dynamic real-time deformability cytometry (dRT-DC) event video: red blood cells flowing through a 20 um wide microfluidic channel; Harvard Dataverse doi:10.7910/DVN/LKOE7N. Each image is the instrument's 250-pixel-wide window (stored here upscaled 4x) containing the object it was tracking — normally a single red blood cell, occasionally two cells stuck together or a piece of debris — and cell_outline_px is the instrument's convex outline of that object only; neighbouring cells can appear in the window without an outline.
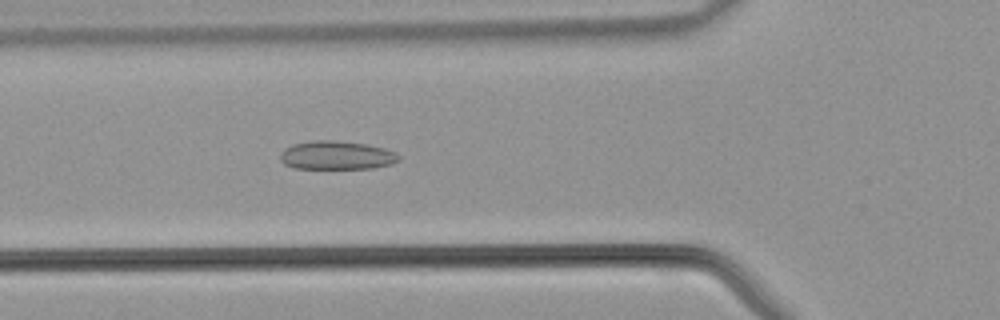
{"species": "common noctule bat (a hibernating species)", "species_latin": "Nyctalus noctula", "temperature_condition": "warm", "stored_images_in_passage": 31, "camera_frame_rate_fps": 3000, "um_per_image_px": 0.085, "animal": {"sex": "male", "body_mass_g": 21.5, "forearm_length_mm": 52.0}, "frame": {"image": 1, "passage_image": 8, "time_ms": 2.333, "image_size_px": [1000, 320], "cell_outline_px": [[400, 160], [392, 164], [372, 168], [296, 168], [284, 164], [280, 160], [280, 156], [284, 148], [296, 144], [316, 140], [332, 140], [364, 144], [384, 148], [396, 152], [400, 156]], "centroid_in_image_um": [28.64, 13.2], "position_along_channel_um": 97.2, "area_um2": 19.54}}
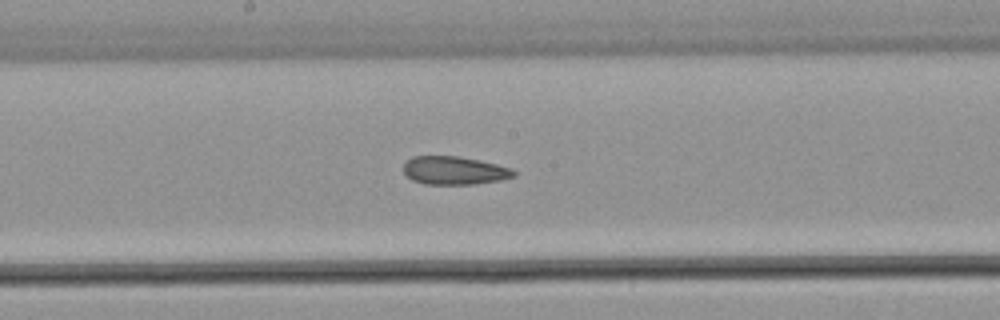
{"frame": {"image": 2, "passage_image": 15, "time_ms": 4.667, "image_size_px": [1000, 320], "cell_outline_px": [[516, 176], [500, 180], [476, 184], [424, 184], [412, 180], [404, 172], [404, 164], [412, 156], [456, 156], [496, 164], [512, 168], [516, 172]], "centroid_in_image_um": [38.63, 14.5], "position_along_channel_um": 209.6, "area_um2": 18.03}}
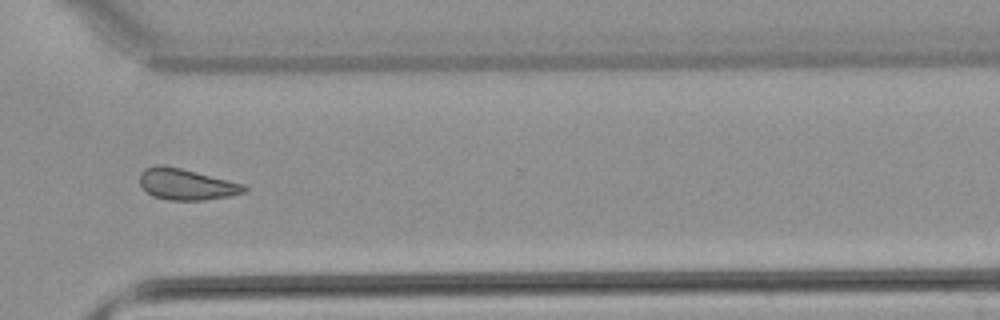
{"frame": {"image": 3, "passage_image": 24, "time_ms": 7.667, "image_size_px": [1000, 320], "cell_outline_px": [[248, 188], [244, 192], [228, 196], [204, 200], [168, 200], [152, 196], [140, 184], [140, 172], [144, 168], [180, 168], [244, 184]], "centroid_in_image_um": [15.87, 15.71], "position_along_channel_um": 354.7, "area_um2": 18.26}}